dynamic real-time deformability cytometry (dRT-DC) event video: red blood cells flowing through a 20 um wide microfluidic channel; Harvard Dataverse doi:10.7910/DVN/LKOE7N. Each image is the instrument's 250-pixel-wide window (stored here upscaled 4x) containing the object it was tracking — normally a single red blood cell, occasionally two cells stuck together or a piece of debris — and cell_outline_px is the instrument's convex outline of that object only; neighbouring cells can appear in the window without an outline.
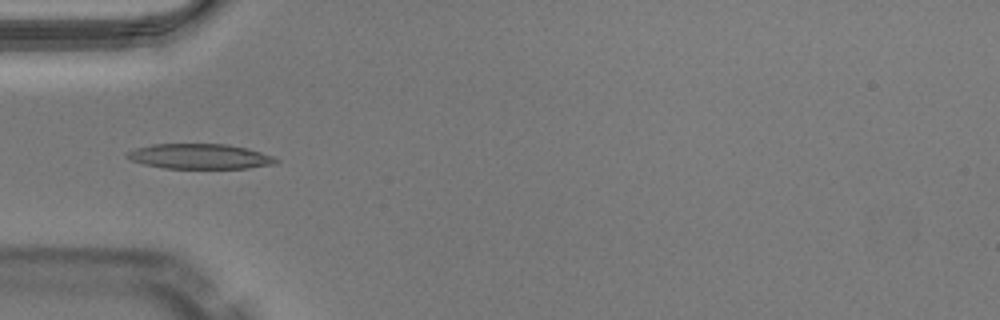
{"species": "Egyptian fruit bat (a non-hibernating species)", "species_latin": "Rousettus aegyptiacus", "temperature_condition": "warm", "stored_images_in_passage": 35, "camera_frame_rate_fps": 3000, "um_per_image_px": 0.085, "animal": {"sex": "male"}, "frame": {"image": 1, "passage_image": 1, "time_ms": 0.0, "image_size_px": [1000, 320], "cell_outline_px": [[280, 160], [276, 164], [248, 168], [164, 168], [144, 164], [132, 160], [124, 156], [128, 152], [136, 148], [152, 144], [228, 144], [248, 148], [272, 156]], "centroid_in_image_um": [17.01, 13.29], "position_along_channel_um": 68.0, "area_um2": 21.73}}
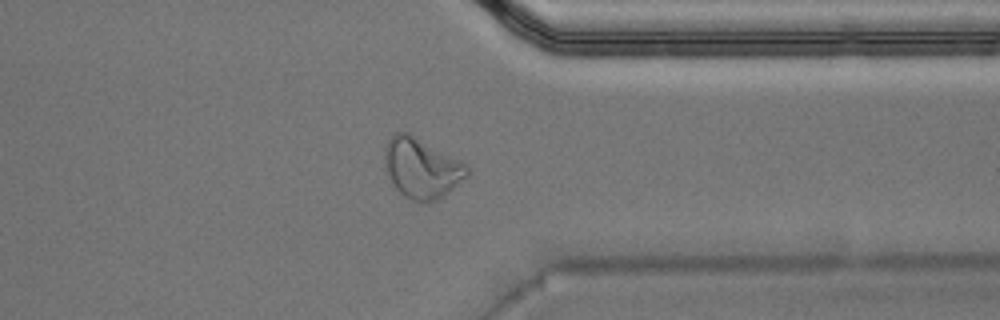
{"frame": {"image": 2, "passage_image": 24, "time_ms": 7.667, "image_size_px": [1000, 320], "cell_outline_px": [[468, 176], [444, 196], [436, 200], [412, 200], [404, 196], [392, 184], [384, 172], [384, 148], [388, 140], [396, 132], [408, 132], [468, 164]], "centroid_in_image_um": [35.81, 14.27], "position_along_channel_um": 375.6, "area_um2": 28.96}}
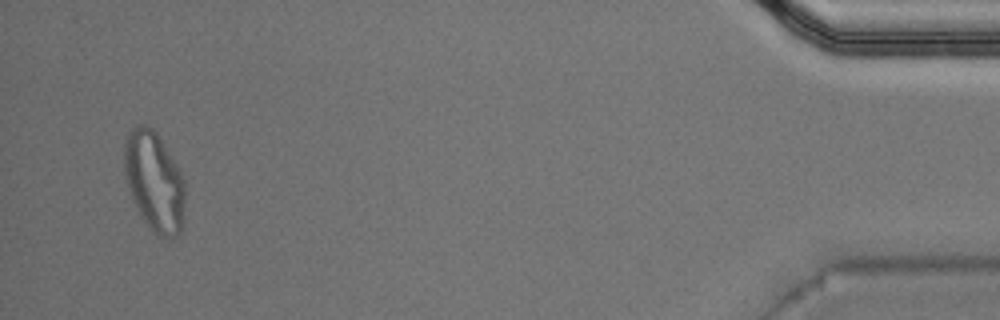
{"frame": {"image": 3, "passage_image": 33, "time_ms": 10.667, "image_size_px": [1000, 320], "cell_outline_px": [[184, 200], [180, 232], [176, 236], [156, 236], [152, 232], [144, 220], [132, 200], [124, 176], [124, 140], [128, 132], [132, 128], [140, 124], [144, 124], [152, 128], [156, 132], [176, 164], [184, 180]], "centroid_in_image_um": [13.07, 15.39], "position_along_channel_um": 422.1, "area_um2": 35.08}, "authors_computed_cell_mechanics": {"area_um2": 21.7328, "velocity_mm_per_s": 4.0495, "shape_relaxation_time_tau1_ms": null, "shape_relaxation_time_tau2_ms": 1.5753, "deformation_change_tau1": null, "deformation_change_tau2": 0.0909}}